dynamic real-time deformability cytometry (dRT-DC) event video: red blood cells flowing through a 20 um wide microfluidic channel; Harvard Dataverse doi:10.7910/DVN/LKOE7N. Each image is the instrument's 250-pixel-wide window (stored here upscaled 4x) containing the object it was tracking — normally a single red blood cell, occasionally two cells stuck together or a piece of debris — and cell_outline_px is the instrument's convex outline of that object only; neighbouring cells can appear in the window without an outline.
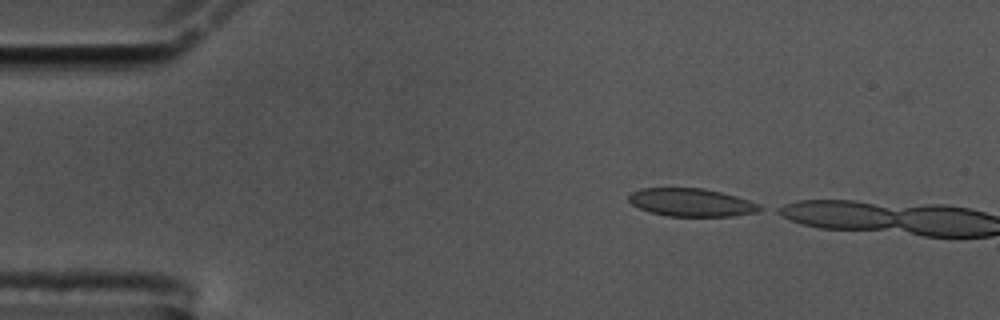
{"species": "common noctule bat (a hibernating species)", "species_latin": "Nyctalus noctula", "temperature_condition": "cold", "stored_images_in_passage": 2, "camera_frame_rate_fps": 3000, "um_per_image_px": 0.085, "animal": {"sex": "male", "body_mass_g": 17.5, "forearm_length_mm": 52.3}, "frame": {"image": 1, "passage_image": 1, "time_ms": 0.0, "image_size_px": [1000, 320], "cell_outline_px": [[768, 208], [756, 212], [732, 216], [668, 216], [648, 212], [632, 204], [628, 200], [628, 196], [632, 192], [640, 188], [704, 188], [736, 196], [760, 204]], "centroid_in_image_um": [58.79, 17.21], "position_along_channel_um": 26.2, "area_um2": 21.5}}